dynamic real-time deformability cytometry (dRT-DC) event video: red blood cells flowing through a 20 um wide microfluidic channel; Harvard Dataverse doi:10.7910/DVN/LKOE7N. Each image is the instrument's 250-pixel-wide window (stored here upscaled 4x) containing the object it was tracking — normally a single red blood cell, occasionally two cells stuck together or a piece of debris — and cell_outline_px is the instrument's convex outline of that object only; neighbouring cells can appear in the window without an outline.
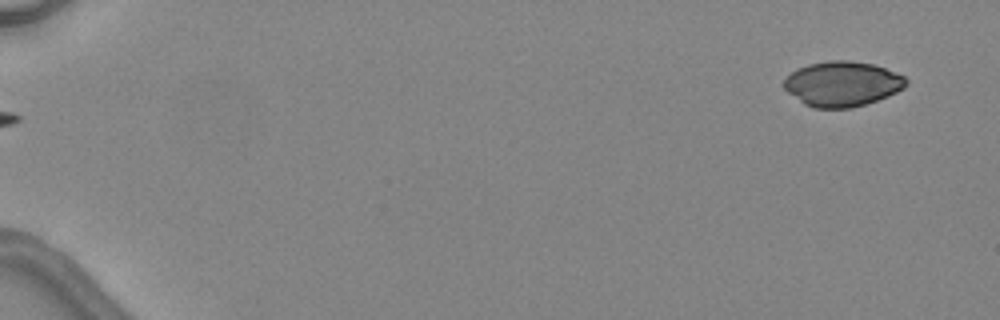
{"species": "common noctule bat (a hibernating species)", "species_latin": "Nyctalus noctula", "temperature_condition": "warm", "stored_images_in_passage": 3, "segment_of_instrument_passage": [2, 2], "camera_frame_rate_fps": 3000, "um_per_image_px": 0.085, "animal": {"sex": "female", "body_mass_g": 24.6, "forearm_length_mm": 56.2}, "frame": {"image": 1, "passage_image": 3, "time_ms": 2.333, "image_size_px": [1000, 320], "cell_outline_px": [[908, 84], [904, 88], [888, 96], [852, 108], [812, 108], [804, 104], [788, 92], [784, 88], [784, 80], [796, 68], [808, 64], [828, 60], [848, 60], [872, 64], [884, 68], [904, 76], [908, 80]], "centroid_in_image_um": [71.59, 7.13], "position_along_channel_um": 13.4, "area_um2": 32.02}}